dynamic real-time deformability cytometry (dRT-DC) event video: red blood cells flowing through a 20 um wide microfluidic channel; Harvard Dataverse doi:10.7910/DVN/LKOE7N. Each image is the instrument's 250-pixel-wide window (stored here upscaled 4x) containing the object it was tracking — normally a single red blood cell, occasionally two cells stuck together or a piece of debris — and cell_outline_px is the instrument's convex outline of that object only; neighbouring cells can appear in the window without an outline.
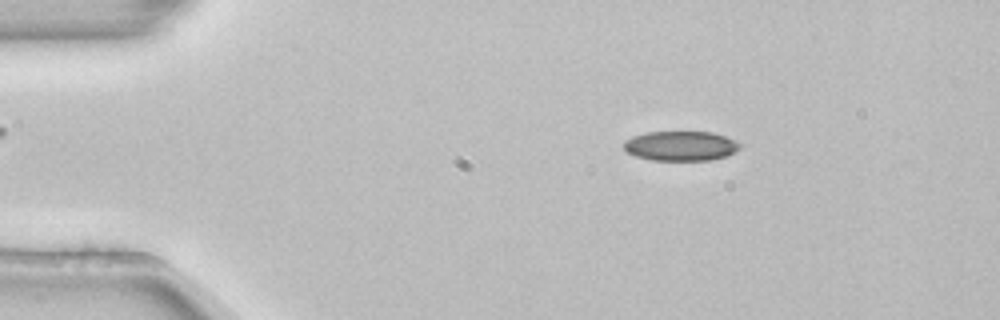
{"species": "common noctule bat (a hibernating species)", "species_latin": "Nyctalus noctula", "temperature_condition": "room temperature", "stored_images_in_passage": 53, "camera_frame_rate_fps": 3000, "um_per_image_px": 0.085, "animal": {"sex": "female", "body_mass_g": 22.7, "forearm_length_mm": 54.2}, "frame": {"image": 1, "passage_image": 9, "time_ms": 2.667, "image_size_px": [1000, 320], "cell_outline_px": [[740, 148], [736, 152], [728, 156], [712, 160], [652, 160], [636, 156], [628, 152], [624, 148], [624, 140], [632, 136], [648, 132], [712, 132], [724, 136], [740, 144]], "centroid_in_image_um": [57.86, 12.41], "position_along_channel_um": 27.1, "area_um2": 20.06}}
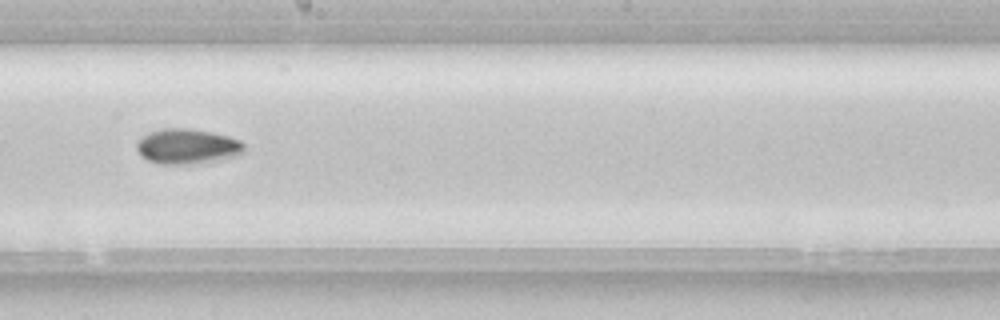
{"frame": {"image": 2, "passage_image": 30, "time_ms": 9.667, "image_size_px": [1000, 320], "cell_outline_px": [[244, 152], [236, 156], [204, 164], [156, 164], [140, 156], [136, 148], [136, 144], [148, 132], [164, 128], [184, 128], [212, 132], [228, 136], [240, 140], [244, 144]], "centroid_in_image_um": [15.93, 12.47], "position_along_channel_um": 232.3, "area_um2": 22.31}}
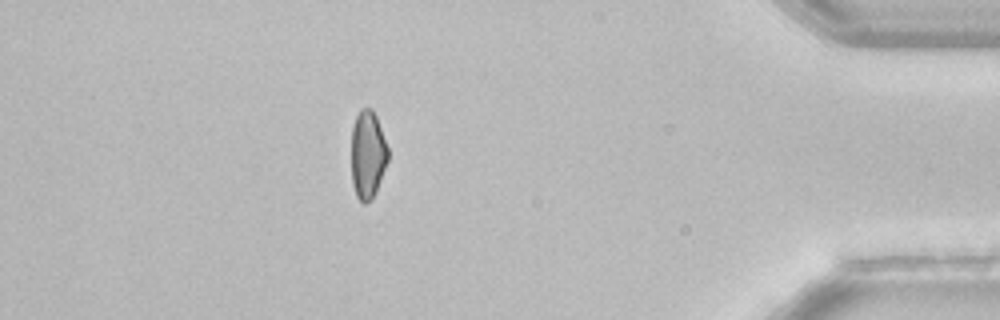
{"frame": {"image": 3, "passage_image": 47, "time_ms": 15.333, "image_size_px": [1000, 320], "cell_outline_px": [[388, 160], [376, 192], [372, 200], [364, 204], [356, 196], [352, 184], [352, 124], [360, 108], [372, 108], [376, 116], [388, 148]], "centroid_in_image_um": [31.25, 13.15], "position_along_channel_um": 404.0, "area_um2": 18.9}, "authors_computed_cell_mechanics": {"area_um2": 20.3456, "velocity_mm_per_s": 3.8576, "shape_relaxation_time_tau1_ms": 5.3861, "shape_relaxation_time_tau2_ms": null, "deformation_change_tau1": 0.0891, "deformation_change_tau2": null}}